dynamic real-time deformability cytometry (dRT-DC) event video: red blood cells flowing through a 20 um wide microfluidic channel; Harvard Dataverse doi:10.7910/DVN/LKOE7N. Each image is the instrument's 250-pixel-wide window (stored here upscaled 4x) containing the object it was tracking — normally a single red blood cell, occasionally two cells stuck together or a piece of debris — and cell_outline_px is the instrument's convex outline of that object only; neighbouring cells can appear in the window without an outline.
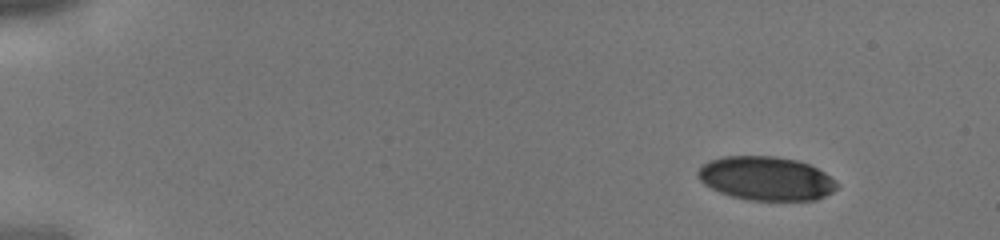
{"species": "human", "species_latin": "Homo sapiens", "temperature_condition": "cold", "stored_images_in_passage": 10, "camera_frame_rate_fps": 3000, "um_per_image_px": 0.085, "donor": {"sex": "male"}, "frame": {"image": 1, "passage_image": 2, "time_ms": 0.333, "image_size_px": [1000, 240], "cell_outline_px": [[840, 184], [832, 192], [816, 200], [748, 200], [732, 196], [720, 192], [704, 184], [700, 180], [696, 172], [704, 164], [712, 160], [724, 156], [776, 156], [796, 160], [808, 164], [824, 172], [836, 180]], "centroid_in_image_um": [65.14, 15.17], "position_along_channel_um": 19.9, "area_um2": 35.37}}
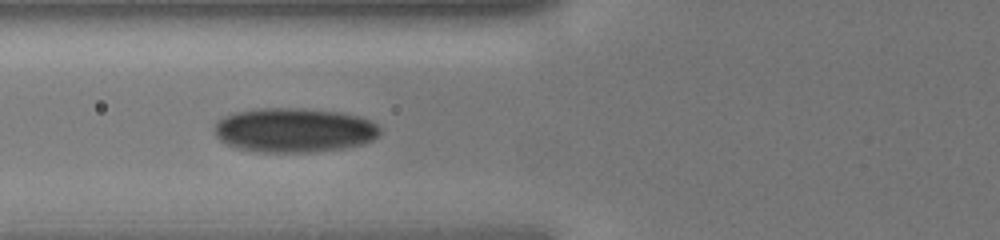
{"frame": {"image": 2, "passage_image": 9, "time_ms": 2.667, "image_size_px": [1000, 240], "cell_outline_px": [[380, 132], [372, 140], [364, 144], [344, 148], [316, 152], [260, 152], [236, 148], [220, 140], [216, 136], [212, 128], [216, 120], [232, 112], [260, 108], [304, 108], [340, 112], [360, 116], [376, 124], [380, 128]], "centroid_in_image_um": [24.96, 11.06], "position_along_channel_um": 100.8, "area_um2": 43.29}}
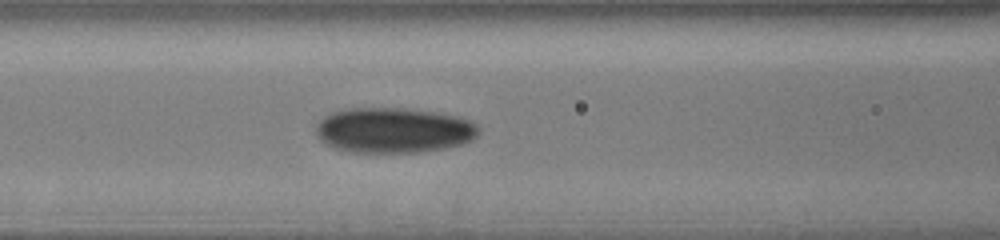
{"frame": {"image": 3, "passage_image": 10, "time_ms": 3.0, "image_size_px": [1000, 240], "cell_outline_px": [[480, 132], [472, 140], [464, 144], [424, 152], [352, 152], [332, 148], [324, 144], [320, 140], [316, 132], [316, 124], [324, 116], [332, 112], [348, 108], [404, 108], [436, 112], [456, 116], [468, 120], [476, 124], [480, 128]], "centroid_in_image_um": [33.45, 11.08], "position_along_channel_um": 133.1, "area_um2": 43.29}}